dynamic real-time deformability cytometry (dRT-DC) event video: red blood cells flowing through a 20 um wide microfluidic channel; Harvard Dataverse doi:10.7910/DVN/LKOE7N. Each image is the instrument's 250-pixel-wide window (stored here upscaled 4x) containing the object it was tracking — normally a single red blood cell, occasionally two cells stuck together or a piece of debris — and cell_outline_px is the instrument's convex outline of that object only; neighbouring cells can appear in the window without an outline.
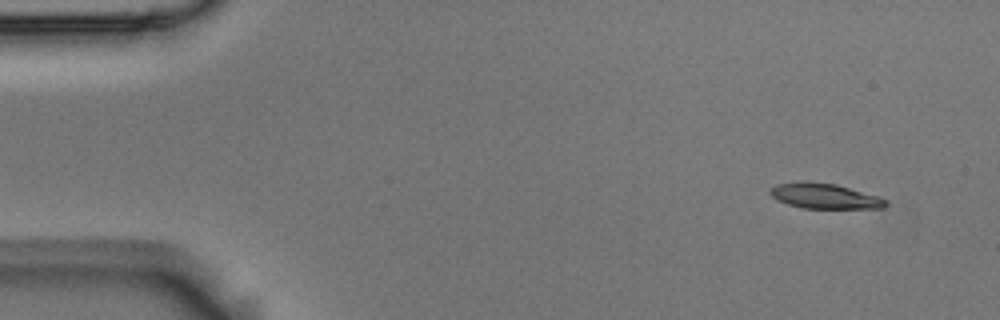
{"species": "Egyptian fruit bat (a non-hibernating species)", "species_latin": "Rousettus aegyptiacus", "temperature_condition": "room temperature", "stored_images_in_passage": 4, "camera_frame_rate_fps": 3000, "um_per_image_px": 0.085, "animal": {"sex": "male"}, "frame": {"image": 1, "passage_image": 1, "time_ms": 0.0, "image_size_px": [1000, 320], "cell_outline_px": [[888, 204], [884, 208], [800, 208], [776, 200], [768, 192], [776, 184], [836, 184], [880, 196]], "centroid_in_image_um": [70.15, 16.71], "position_along_channel_um": 14.8, "area_um2": 16.3}}
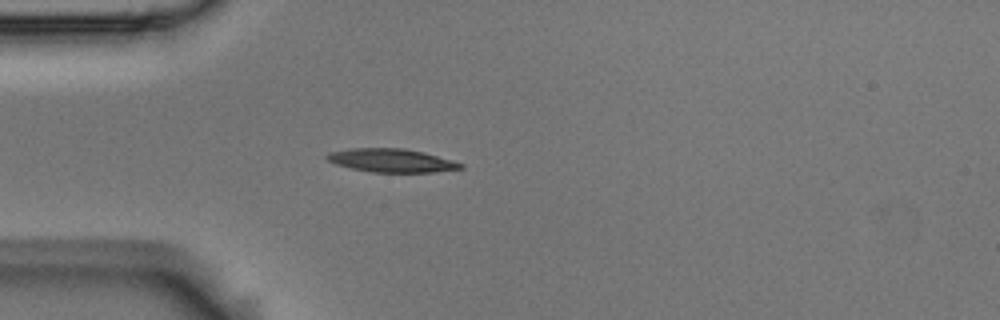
{"frame": {"image": 2, "passage_image": 4, "time_ms": 1.0, "image_size_px": [1000, 320], "cell_outline_px": [[464, 168], [432, 172], [372, 172], [352, 168], [336, 164], [328, 160], [324, 156], [328, 152], [352, 148], [404, 148], [424, 152], [452, 160], [464, 164]], "centroid_in_image_um": [33.27, 13.63], "position_along_channel_um": 51.7, "area_um2": 18.21}}